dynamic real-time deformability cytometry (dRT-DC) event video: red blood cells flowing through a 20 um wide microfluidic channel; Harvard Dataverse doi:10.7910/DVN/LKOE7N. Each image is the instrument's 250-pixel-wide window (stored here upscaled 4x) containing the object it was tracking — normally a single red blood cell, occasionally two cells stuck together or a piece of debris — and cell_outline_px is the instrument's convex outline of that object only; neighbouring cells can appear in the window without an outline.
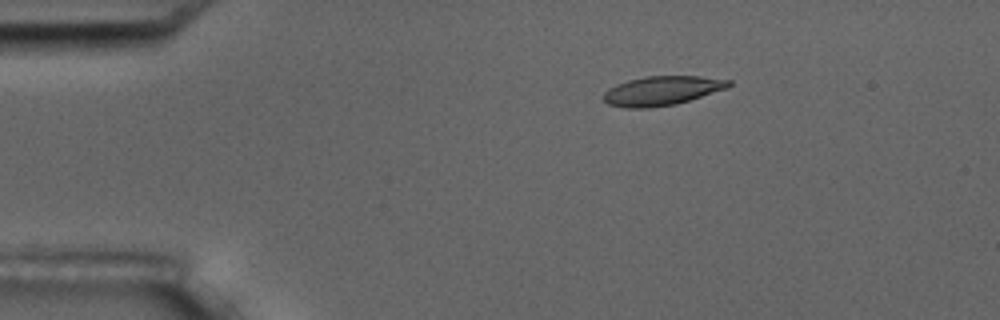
{"species": "common noctule bat (a hibernating species)", "species_latin": "Nyctalus noctula", "temperature_condition": "room temperature", "stored_images_in_passage": 5, "camera_frame_rate_fps": 3000, "um_per_image_px": 0.085, "animal": {"sex": "male", "body_mass_g": 17.5, "forearm_length_mm": 52.3}, "frame": {"image": 1, "passage_image": 3, "time_ms": 2.333, "image_size_px": [1000, 320], "cell_outline_px": [[732, 84], [728, 88], [676, 104], [648, 108], [624, 108], [608, 104], [604, 100], [604, 92], [608, 88], [616, 84], [628, 80], [648, 76], [700, 76], [732, 80]], "centroid_in_image_um": [56.27, 7.71], "position_along_channel_um": 28.7, "area_um2": 21.39}}